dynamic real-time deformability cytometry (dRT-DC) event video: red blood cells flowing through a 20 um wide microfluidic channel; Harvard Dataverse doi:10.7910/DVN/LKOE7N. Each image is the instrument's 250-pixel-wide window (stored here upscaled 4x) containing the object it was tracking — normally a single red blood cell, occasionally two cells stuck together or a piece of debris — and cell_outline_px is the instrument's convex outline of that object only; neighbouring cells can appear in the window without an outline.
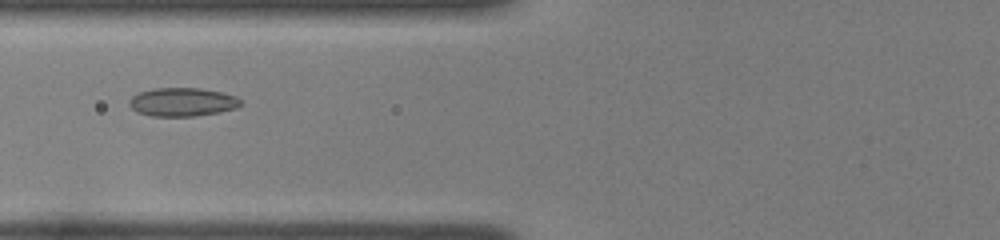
{"species": "common noctule bat (a hibernating species)", "species_latin": "Nyctalus noctula", "temperature_condition": "room temperature", "stored_images_in_passage": 38, "camera_frame_rate_fps": 3000, "um_per_image_px": 0.085, "animal": {"sex": "female", "body_mass_g": 22.0, "forearm_length_mm": 56.7}, "frame": {"image": 1, "passage_image": 9, "time_ms": 2.667, "image_size_px": [1000, 240], "cell_outline_px": [[240, 108], [220, 112], [196, 116], [152, 116], [136, 112], [128, 104], [128, 100], [132, 96], [140, 92], [156, 88], [200, 88], [220, 92], [236, 96], [240, 100]], "centroid_in_image_um": [15.5, 8.68], "position_along_channel_um": 110.3, "area_um2": 18.61}}
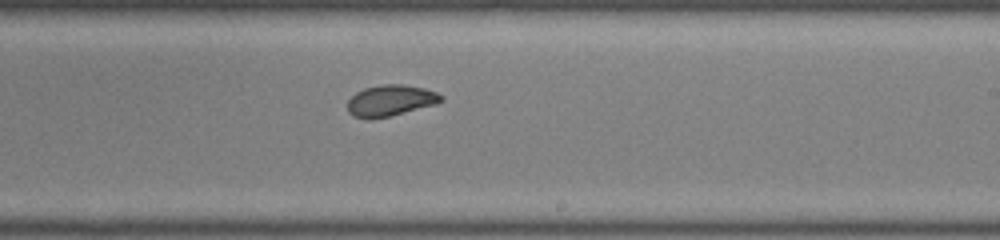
{"frame": {"image": 2, "passage_image": 20, "time_ms": 6.333, "image_size_px": [1000, 240], "cell_outline_px": [[444, 100], [436, 104], [388, 116], [368, 120], [352, 116], [348, 112], [348, 100], [356, 92], [364, 88], [380, 84], [404, 84], [424, 88], [436, 92], [444, 96]], "centroid_in_image_um": [33.18, 8.54], "position_along_channel_um": 255.8, "area_um2": 17.11}}
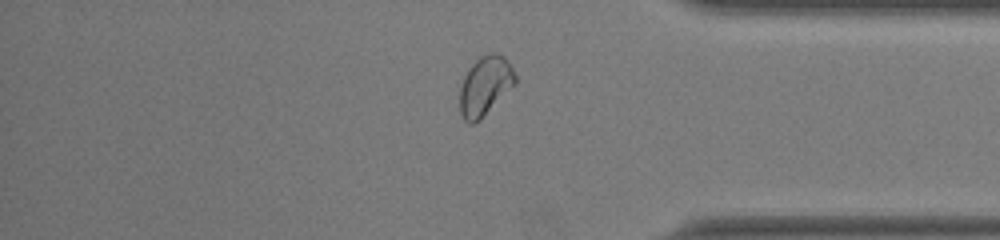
{"frame": {"image": 3, "passage_image": 31, "time_ms": 10.0, "image_size_px": [1000, 240], "cell_outline_px": [[516, 84], [476, 124], [468, 124], [464, 120], [460, 112], [460, 84], [468, 68], [480, 56], [492, 52], [496, 52], [504, 56], [508, 60], [516, 76]], "centroid_in_image_um": [41.23, 7.3], "position_along_channel_um": 394.0, "area_um2": 19.42}, "authors_computed_cell_mechanics": {"area_um2": 17.9469, "velocity_mm_per_s": 3.9795, "shape_relaxation_time_tau1_ms": 6.4361, "shape_relaxation_time_tau2_ms": 0.8773, "deformation_change_tau1": 0.1438, "deformation_change_tau2": 0.0364}}